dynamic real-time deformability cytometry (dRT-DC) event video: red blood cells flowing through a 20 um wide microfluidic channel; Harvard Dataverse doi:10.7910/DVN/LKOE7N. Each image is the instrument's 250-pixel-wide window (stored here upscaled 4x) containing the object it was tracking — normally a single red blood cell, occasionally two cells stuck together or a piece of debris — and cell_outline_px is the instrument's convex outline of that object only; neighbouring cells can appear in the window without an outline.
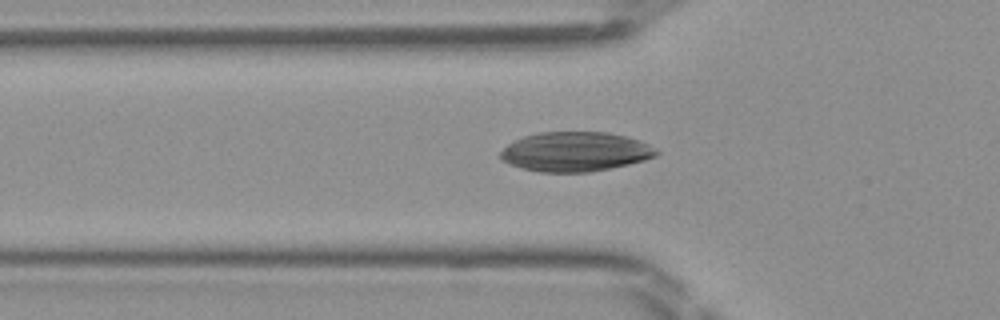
{"species": "Egyptian fruit bat (a non-hibernating species)", "species_latin": "Rousettus aegyptiacus", "temperature_condition": "room temperature", "stored_images_in_passage": 34, "camera_frame_rate_fps": 3000, "um_per_image_px": 0.085, "frame": {"image": 1, "passage_image": 2, "time_ms": 0.333, "image_size_px": [1000, 320], "cell_outline_px": [[660, 152], [656, 156], [644, 160], [628, 164], [588, 172], [540, 172], [520, 168], [508, 164], [500, 160], [500, 152], [508, 144], [524, 136], [540, 132], [608, 132], [640, 140], [656, 148]], "centroid_in_image_um": [48.88, 12.89], "position_along_channel_um": 76.9, "area_um2": 35.89}}
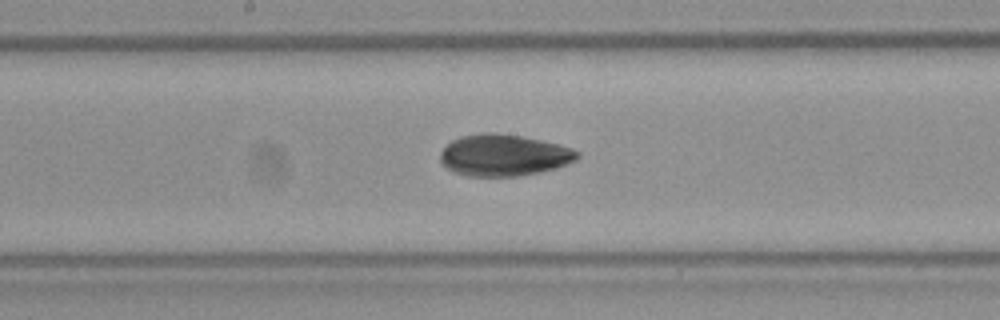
{"frame": {"image": 2, "passage_image": 11, "time_ms": 3.333, "image_size_px": [1000, 320], "cell_outline_px": [[580, 156], [576, 160], [568, 164], [556, 168], [540, 172], [516, 176], [464, 176], [452, 172], [444, 168], [440, 164], [440, 152], [452, 140], [460, 136], [484, 132], [488, 132], [520, 136], [540, 140], [572, 148], [580, 152]], "centroid_in_image_um": [42.78, 13.21], "position_along_channel_um": 205.4, "area_um2": 33.41}}
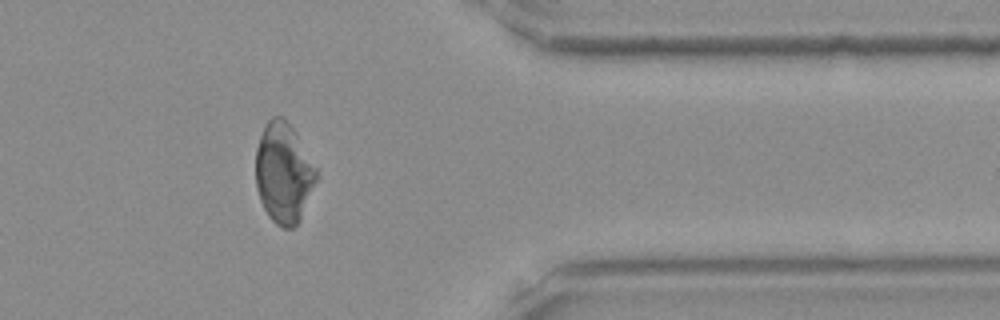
{"frame": {"image": 3, "passage_image": 25, "time_ms": 8.0, "image_size_px": [1000, 320], "cell_outline_px": [[316, 180], [300, 220], [292, 228], [284, 228], [276, 224], [268, 216], [260, 200], [256, 188], [256, 148], [264, 124], [272, 116], [284, 116], [296, 132], [316, 168]], "centroid_in_image_um": [24.08, 14.67], "position_along_channel_um": 387.3, "area_um2": 35.37}}